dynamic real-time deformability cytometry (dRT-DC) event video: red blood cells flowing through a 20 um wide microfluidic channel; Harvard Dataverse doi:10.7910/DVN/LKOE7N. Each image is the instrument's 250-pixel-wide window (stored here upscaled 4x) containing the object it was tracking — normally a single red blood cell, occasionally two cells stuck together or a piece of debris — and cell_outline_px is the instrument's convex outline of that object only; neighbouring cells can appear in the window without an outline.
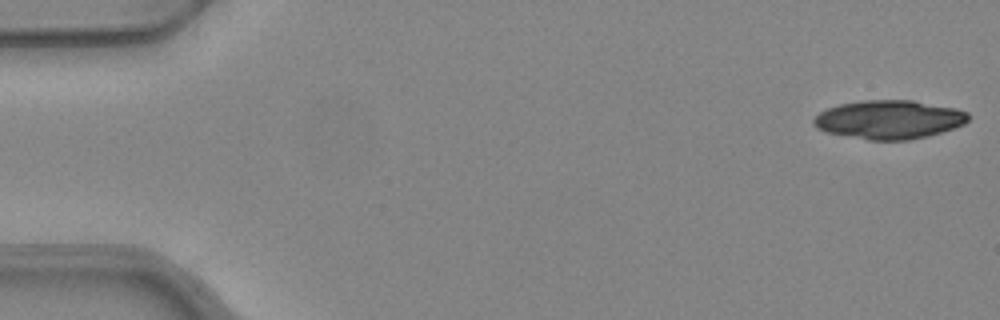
{"species": "common noctule bat (a hibernating species)", "species_latin": "Nyctalus noctula", "temperature_condition": "warm", "stored_images_in_passage": 19, "camera_frame_rate_fps": 3000, "um_per_image_px": 0.085, "animal": {"sex": "female", "body_mass_g": 24.6, "forearm_length_mm": 56.2}, "frame": {"image": 1, "passage_image": 1, "time_ms": 0.0, "image_size_px": [1000, 320], "cell_outline_px": [[968, 120], [964, 124], [940, 132], [908, 140], [868, 140], [824, 132], [816, 128], [812, 124], [812, 120], [820, 112], [828, 108], [840, 104], [864, 100], [912, 100], [956, 108], [968, 112]], "centroid_in_image_um": [75.53, 10.16], "position_along_channel_um": 9.5, "area_um2": 34.8}}